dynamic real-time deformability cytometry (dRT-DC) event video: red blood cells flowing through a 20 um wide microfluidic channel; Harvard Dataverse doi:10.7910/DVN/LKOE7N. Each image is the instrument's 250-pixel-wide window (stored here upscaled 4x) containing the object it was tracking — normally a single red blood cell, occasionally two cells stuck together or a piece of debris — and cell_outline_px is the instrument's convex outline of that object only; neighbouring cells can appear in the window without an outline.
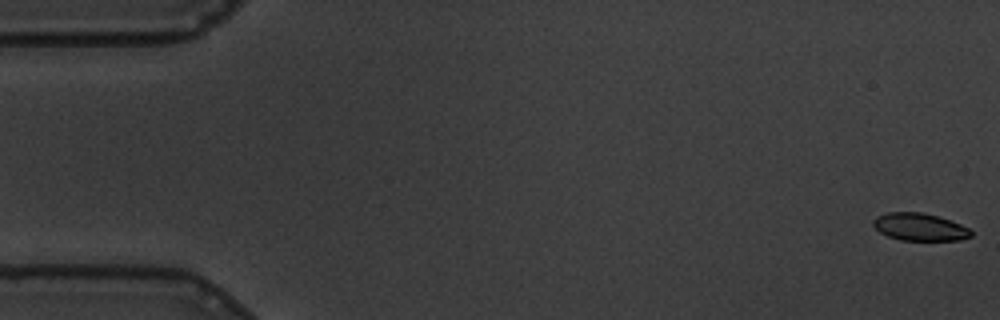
{"species": "common noctule bat (a hibernating species)", "species_latin": "Nyctalus noctula", "temperature_condition": "warm", "stored_images_in_passage": 16, "camera_frame_rate_fps": 3000, "um_per_image_px": 0.085, "animal": {"sex": "male", "body_mass_g": 19.5, "forearm_length_mm": 54.6}, "frame": {"image": 1, "passage_image": 1, "time_ms": 0.0, "image_size_px": [1000, 320], "cell_outline_px": [[972, 236], [960, 240], [900, 240], [888, 236], [880, 232], [872, 224], [872, 220], [876, 216], [888, 212], [924, 212], [960, 224], [968, 228], [972, 232]], "centroid_in_image_um": [78.15, 19.29], "position_along_channel_um": 6.9, "area_um2": 15.61}}
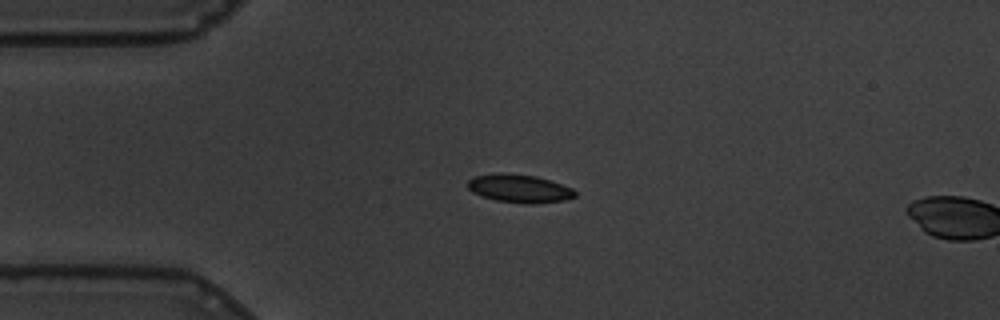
{"frame": {"image": 2, "passage_image": 14, "time_ms": 4.333, "image_size_px": [1000, 320], "cell_outline_px": [[576, 196], [564, 200], [532, 204], [528, 204], [496, 200], [480, 196], [472, 192], [468, 188], [468, 180], [472, 176], [500, 172], [536, 176], [572, 188], [576, 192]], "centroid_in_image_um": [44.1, 16.02], "position_along_channel_um": 40.9, "area_um2": 17.63}}